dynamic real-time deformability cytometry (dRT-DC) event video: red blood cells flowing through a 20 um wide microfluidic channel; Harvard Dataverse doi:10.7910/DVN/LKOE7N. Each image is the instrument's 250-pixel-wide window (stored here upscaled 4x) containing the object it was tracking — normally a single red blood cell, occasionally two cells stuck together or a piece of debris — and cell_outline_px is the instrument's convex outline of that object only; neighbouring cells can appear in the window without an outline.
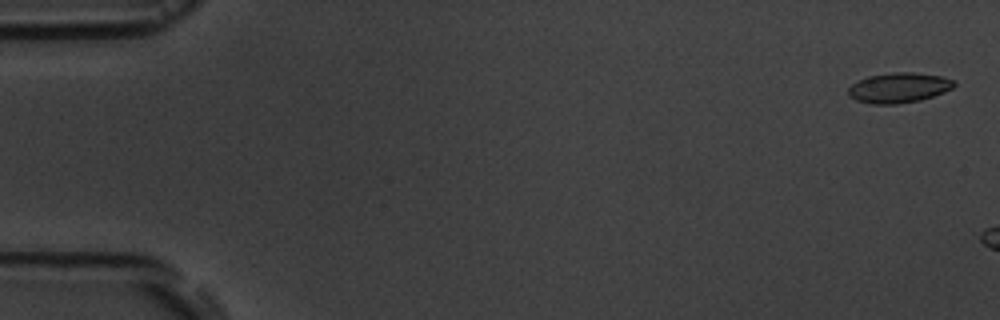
{"species": "common noctule bat (a hibernating species)", "species_latin": "Nyctalus noctula", "temperature_condition": "room temperature", "stored_images_in_passage": 4, "camera_frame_rate_fps": 3000, "um_per_image_px": 0.085, "animal": {"sex": "male", "body_mass_g": 19.5, "forearm_length_mm": 54.6}, "frame": {"image": 1, "passage_image": 1, "time_ms": 0.0, "image_size_px": [1000, 320], "cell_outline_px": [[956, 84], [952, 88], [944, 92], [920, 100], [896, 104], [872, 104], [856, 100], [848, 96], [848, 88], [852, 84], [868, 76], [892, 72], [912, 72], [940, 76], [952, 80]], "centroid_in_image_um": [76.37, 7.46], "position_along_channel_um": 8.6, "area_um2": 18.44}}